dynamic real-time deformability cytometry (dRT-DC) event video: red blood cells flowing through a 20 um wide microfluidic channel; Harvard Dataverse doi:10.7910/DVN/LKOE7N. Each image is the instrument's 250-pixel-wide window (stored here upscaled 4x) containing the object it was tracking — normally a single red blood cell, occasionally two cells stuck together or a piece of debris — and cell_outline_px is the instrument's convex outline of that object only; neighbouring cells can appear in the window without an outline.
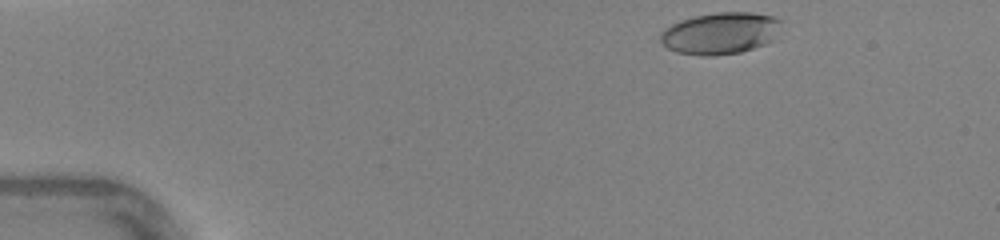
{"species": "human", "species_latin": "Homo sapiens", "temperature_condition": "warm", "stored_images_in_passage": 34, "camera_frame_rate_fps": 3000, "um_per_image_px": 0.085, "donor": {"sex": "female"}, "frame": {"image": 1, "passage_image": 2, "time_ms": 0.333, "image_size_px": [1000, 240], "cell_outline_px": [[780, 20], [776, 40], [740, 52], [712, 56], [700, 56], [676, 52], [660, 44], [660, 32], [672, 24], [680, 20], [692, 16], [716, 12], [752, 12], [772, 16]], "centroid_in_image_um": [61.2, 2.83], "position_along_channel_um": 23.8, "area_um2": 29.65}}
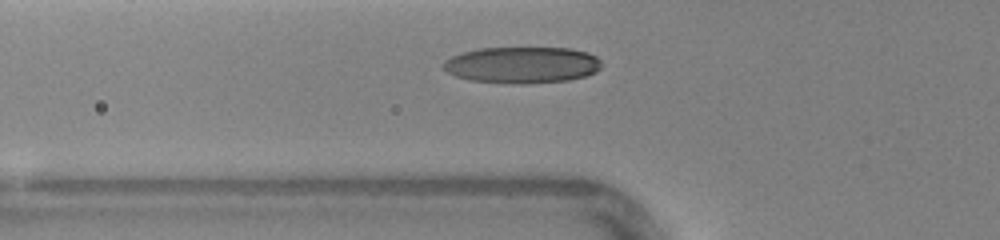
{"frame": {"image": 2, "passage_image": 12, "time_ms": 3.667, "image_size_px": [1000, 240], "cell_outline_px": [[600, 68], [596, 72], [584, 76], [568, 80], [528, 84], [512, 84], [468, 80], [456, 76], [448, 72], [444, 68], [444, 60], [460, 52], [480, 48], [568, 48], [588, 52], [596, 56], [600, 60]], "centroid_in_image_um": [44.37, 5.52], "position_along_channel_um": 81.4, "area_um2": 33.76}}
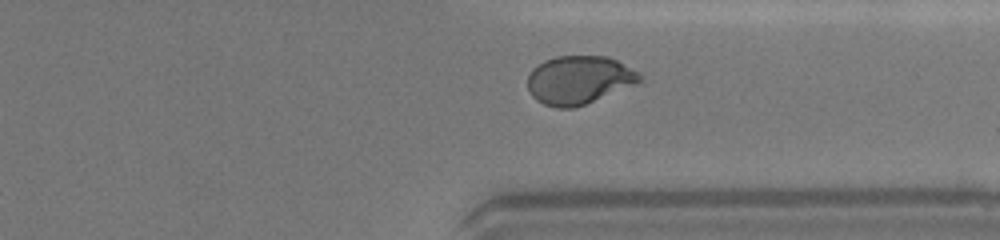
{"frame": {"image": 3, "passage_image": 31, "time_ms": 10.0, "image_size_px": [1000, 240], "cell_outline_px": [[644, 80], [636, 84], [584, 104], [572, 108], [556, 108], [544, 104], [536, 100], [532, 96], [528, 88], [528, 76], [532, 68], [544, 60], [556, 56], [608, 56], [640, 72], [644, 76]], "centroid_in_image_um": [49.22, 6.78], "position_along_channel_um": 362.2, "area_um2": 31.67}, "authors_computed_cell_mechanics": {"area_um2": 31.6744, "velocity_mm_per_s": 4.4076, "shape_relaxation_time_tau1_ms": 3.2028, "shape_relaxation_time_tau2_ms": 0.7547, "deformation_change_tau1": 0.1712, "deformation_change_tau2": 0.0516}}